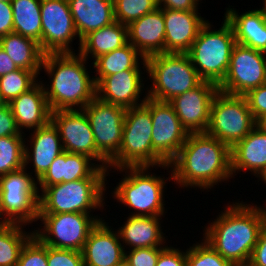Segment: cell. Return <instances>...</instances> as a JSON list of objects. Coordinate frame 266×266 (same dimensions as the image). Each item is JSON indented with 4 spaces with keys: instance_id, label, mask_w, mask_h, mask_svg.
I'll return each mask as SVG.
<instances>
[{
    "instance_id": "obj_1",
    "label": "cell",
    "mask_w": 266,
    "mask_h": 266,
    "mask_svg": "<svg viewBox=\"0 0 266 266\" xmlns=\"http://www.w3.org/2000/svg\"><path fill=\"white\" fill-rule=\"evenodd\" d=\"M169 164L172 181L183 189L208 190L233 178L230 148L207 133L188 134L178 155Z\"/></svg>"
},
{
    "instance_id": "obj_2",
    "label": "cell",
    "mask_w": 266,
    "mask_h": 266,
    "mask_svg": "<svg viewBox=\"0 0 266 266\" xmlns=\"http://www.w3.org/2000/svg\"><path fill=\"white\" fill-rule=\"evenodd\" d=\"M264 226L261 206L240 201L228 203L224 212L205 227L203 238L232 265L242 264L249 262Z\"/></svg>"
},
{
    "instance_id": "obj_3",
    "label": "cell",
    "mask_w": 266,
    "mask_h": 266,
    "mask_svg": "<svg viewBox=\"0 0 266 266\" xmlns=\"http://www.w3.org/2000/svg\"><path fill=\"white\" fill-rule=\"evenodd\" d=\"M86 61L79 53L44 55L41 69L52 78L50 86L44 85L51 112L83 109L96 97V83Z\"/></svg>"
},
{
    "instance_id": "obj_4",
    "label": "cell",
    "mask_w": 266,
    "mask_h": 266,
    "mask_svg": "<svg viewBox=\"0 0 266 266\" xmlns=\"http://www.w3.org/2000/svg\"><path fill=\"white\" fill-rule=\"evenodd\" d=\"M152 118L150 98L141 105L126 109L122 143L117 155L109 162V169L122 167H162L171 169L152 148Z\"/></svg>"
},
{
    "instance_id": "obj_5",
    "label": "cell",
    "mask_w": 266,
    "mask_h": 266,
    "mask_svg": "<svg viewBox=\"0 0 266 266\" xmlns=\"http://www.w3.org/2000/svg\"><path fill=\"white\" fill-rule=\"evenodd\" d=\"M223 20L218 30H211L213 25L208 20L187 52L200 78L216 85L224 80L236 44L232 26Z\"/></svg>"
},
{
    "instance_id": "obj_6",
    "label": "cell",
    "mask_w": 266,
    "mask_h": 266,
    "mask_svg": "<svg viewBox=\"0 0 266 266\" xmlns=\"http://www.w3.org/2000/svg\"><path fill=\"white\" fill-rule=\"evenodd\" d=\"M146 73L152 86L145 92L153 100L169 102L198 87L203 80L187 53H159L146 58Z\"/></svg>"
},
{
    "instance_id": "obj_7",
    "label": "cell",
    "mask_w": 266,
    "mask_h": 266,
    "mask_svg": "<svg viewBox=\"0 0 266 266\" xmlns=\"http://www.w3.org/2000/svg\"><path fill=\"white\" fill-rule=\"evenodd\" d=\"M151 167H122L115 169L125 172L124 178L117 184L113 198L128 208L134 209V216L162 217L165 213L164 189L167 179L173 180L172 170L168 178L150 174ZM170 178V179H169Z\"/></svg>"
},
{
    "instance_id": "obj_8",
    "label": "cell",
    "mask_w": 266,
    "mask_h": 266,
    "mask_svg": "<svg viewBox=\"0 0 266 266\" xmlns=\"http://www.w3.org/2000/svg\"><path fill=\"white\" fill-rule=\"evenodd\" d=\"M107 178H84L45 187L39 194V214L86 213L103 209Z\"/></svg>"
},
{
    "instance_id": "obj_9",
    "label": "cell",
    "mask_w": 266,
    "mask_h": 266,
    "mask_svg": "<svg viewBox=\"0 0 266 266\" xmlns=\"http://www.w3.org/2000/svg\"><path fill=\"white\" fill-rule=\"evenodd\" d=\"M35 180L31 173H27V167L0 177L2 223L29 225L38 221L40 192Z\"/></svg>"
},
{
    "instance_id": "obj_10",
    "label": "cell",
    "mask_w": 266,
    "mask_h": 266,
    "mask_svg": "<svg viewBox=\"0 0 266 266\" xmlns=\"http://www.w3.org/2000/svg\"><path fill=\"white\" fill-rule=\"evenodd\" d=\"M255 122L244 96L218 91L212 100L206 133L231 149L251 132Z\"/></svg>"
},
{
    "instance_id": "obj_11",
    "label": "cell",
    "mask_w": 266,
    "mask_h": 266,
    "mask_svg": "<svg viewBox=\"0 0 266 266\" xmlns=\"http://www.w3.org/2000/svg\"><path fill=\"white\" fill-rule=\"evenodd\" d=\"M82 110L94 135L97 165L108 170L122 143L126 109L95 97Z\"/></svg>"
},
{
    "instance_id": "obj_12",
    "label": "cell",
    "mask_w": 266,
    "mask_h": 266,
    "mask_svg": "<svg viewBox=\"0 0 266 266\" xmlns=\"http://www.w3.org/2000/svg\"><path fill=\"white\" fill-rule=\"evenodd\" d=\"M44 228L33 235L47 246L57 249L82 250L91 230L103 218L86 213L39 214Z\"/></svg>"
},
{
    "instance_id": "obj_13",
    "label": "cell",
    "mask_w": 266,
    "mask_h": 266,
    "mask_svg": "<svg viewBox=\"0 0 266 266\" xmlns=\"http://www.w3.org/2000/svg\"><path fill=\"white\" fill-rule=\"evenodd\" d=\"M266 83V53L236 43L219 91L244 96Z\"/></svg>"
},
{
    "instance_id": "obj_14",
    "label": "cell",
    "mask_w": 266,
    "mask_h": 266,
    "mask_svg": "<svg viewBox=\"0 0 266 266\" xmlns=\"http://www.w3.org/2000/svg\"><path fill=\"white\" fill-rule=\"evenodd\" d=\"M42 52L75 53L70 46L78 37L68 0H41Z\"/></svg>"
},
{
    "instance_id": "obj_15",
    "label": "cell",
    "mask_w": 266,
    "mask_h": 266,
    "mask_svg": "<svg viewBox=\"0 0 266 266\" xmlns=\"http://www.w3.org/2000/svg\"><path fill=\"white\" fill-rule=\"evenodd\" d=\"M150 113L152 148L166 163H170L178 155L189 133L181 125L169 102L150 98Z\"/></svg>"
},
{
    "instance_id": "obj_16",
    "label": "cell",
    "mask_w": 266,
    "mask_h": 266,
    "mask_svg": "<svg viewBox=\"0 0 266 266\" xmlns=\"http://www.w3.org/2000/svg\"><path fill=\"white\" fill-rule=\"evenodd\" d=\"M218 91V85L203 81L195 89L177 95L169 101L181 125L189 134L206 133L210 121V107Z\"/></svg>"
},
{
    "instance_id": "obj_17",
    "label": "cell",
    "mask_w": 266,
    "mask_h": 266,
    "mask_svg": "<svg viewBox=\"0 0 266 266\" xmlns=\"http://www.w3.org/2000/svg\"><path fill=\"white\" fill-rule=\"evenodd\" d=\"M51 122L57 128L64 151L81 154L97 161V148L91 125L82 109L51 112Z\"/></svg>"
},
{
    "instance_id": "obj_18",
    "label": "cell",
    "mask_w": 266,
    "mask_h": 266,
    "mask_svg": "<svg viewBox=\"0 0 266 266\" xmlns=\"http://www.w3.org/2000/svg\"><path fill=\"white\" fill-rule=\"evenodd\" d=\"M140 71L141 69L124 70L101 78L96 83V97L125 109L143 104L147 94L142 100L139 99L145 86L141 78L143 73Z\"/></svg>"
},
{
    "instance_id": "obj_19",
    "label": "cell",
    "mask_w": 266,
    "mask_h": 266,
    "mask_svg": "<svg viewBox=\"0 0 266 266\" xmlns=\"http://www.w3.org/2000/svg\"><path fill=\"white\" fill-rule=\"evenodd\" d=\"M101 220L91 230L81 253L84 266H120L125 260V246L118 231Z\"/></svg>"
},
{
    "instance_id": "obj_20",
    "label": "cell",
    "mask_w": 266,
    "mask_h": 266,
    "mask_svg": "<svg viewBox=\"0 0 266 266\" xmlns=\"http://www.w3.org/2000/svg\"><path fill=\"white\" fill-rule=\"evenodd\" d=\"M90 157L62 152L52 162L46 173L37 181L38 192L48 186L84 178H106L109 171L92 163ZM40 187V189H39Z\"/></svg>"
},
{
    "instance_id": "obj_21",
    "label": "cell",
    "mask_w": 266,
    "mask_h": 266,
    "mask_svg": "<svg viewBox=\"0 0 266 266\" xmlns=\"http://www.w3.org/2000/svg\"><path fill=\"white\" fill-rule=\"evenodd\" d=\"M198 10L180 11L163 8L165 53H187L201 27L208 21Z\"/></svg>"
},
{
    "instance_id": "obj_22",
    "label": "cell",
    "mask_w": 266,
    "mask_h": 266,
    "mask_svg": "<svg viewBox=\"0 0 266 266\" xmlns=\"http://www.w3.org/2000/svg\"><path fill=\"white\" fill-rule=\"evenodd\" d=\"M32 131L30 140L27 141L31 146L28 143L24 144V167L29 163L33 164L35 179L38 181L64 149L59 132L51 121Z\"/></svg>"
},
{
    "instance_id": "obj_23",
    "label": "cell",
    "mask_w": 266,
    "mask_h": 266,
    "mask_svg": "<svg viewBox=\"0 0 266 266\" xmlns=\"http://www.w3.org/2000/svg\"><path fill=\"white\" fill-rule=\"evenodd\" d=\"M8 105L21 133H24L22 132L24 129L32 131L51 121V110L42 81H38L31 89L13 99Z\"/></svg>"
},
{
    "instance_id": "obj_24",
    "label": "cell",
    "mask_w": 266,
    "mask_h": 266,
    "mask_svg": "<svg viewBox=\"0 0 266 266\" xmlns=\"http://www.w3.org/2000/svg\"><path fill=\"white\" fill-rule=\"evenodd\" d=\"M128 42L145 58L165 53L163 8L145 14L128 26Z\"/></svg>"
},
{
    "instance_id": "obj_25",
    "label": "cell",
    "mask_w": 266,
    "mask_h": 266,
    "mask_svg": "<svg viewBox=\"0 0 266 266\" xmlns=\"http://www.w3.org/2000/svg\"><path fill=\"white\" fill-rule=\"evenodd\" d=\"M75 29L81 40L89 33L114 23L113 0H68Z\"/></svg>"
},
{
    "instance_id": "obj_26",
    "label": "cell",
    "mask_w": 266,
    "mask_h": 266,
    "mask_svg": "<svg viewBox=\"0 0 266 266\" xmlns=\"http://www.w3.org/2000/svg\"><path fill=\"white\" fill-rule=\"evenodd\" d=\"M224 18L233 28L236 43L266 53V16L262 9L238 14L229 6Z\"/></svg>"
},
{
    "instance_id": "obj_27",
    "label": "cell",
    "mask_w": 266,
    "mask_h": 266,
    "mask_svg": "<svg viewBox=\"0 0 266 266\" xmlns=\"http://www.w3.org/2000/svg\"><path fill=\"white\" fill-rule=\"evenodd\" d=\"M230 154L233 178L235 173L247 170L257 177L266 167V133L254 127L230 149Z\"/></svg>"
},
{
    "instance_id": "obj_28",
    "label": "cell",
    "mask_w": 266,
    "mask_h": 266,
    "mask_svg": "<svg viewBox=\"0 0 266 266\" xmlns=\"http://www.w3.org/2000/svg\"><path fill=\"white\" fill-rule=\"evenodd\" d=\"M161 217L134 216L127 217L125 224L117 231L122 244L128 246V250L143 247H166L164 233L161 227ZM164 242V243H163Z\"/></svg>"
},
{
    "instance_id": "obj_29",
    "label": "cell",
    "mask_w": 266,
    "mask_h": 266,
    "mask_svg": "<svg viewBox=\"0 0 266 266\" xmlns=\"http://www.w3.org/2000/svg\"><path fill=\"white\" fill-rule=\"evenodd\" d=\"M128 43V27L115 21L109 26L102 27L96 31L87 34L80 44L78 53L86 60H94L101 55L121 48ZM91 56V57H89Z\"/></svg>"
},
{
    "instance_id": "obj_30",
    "label": "cell",
    "mask_w": 266,
    "mask_h": 266,
    "mask_svg": "<svg viewBox=\"0 0 266 266\" xmlns=\"http://www.w3.org/2000/svg\"><path fill=\"white\" fill-rule=\"evenodd\" d=\"M0 47L18 68L40 75L44 53L38 42L12 32L0 38Z\"/></svg>"
},
{
    "instance_id": "obj_31",
    "label": "cell",
    "mask_w": 266,
    "mask_h": 266,
    "mask_svg": "<svg viewBox=\"0 0 266 266\" xmlns=\"http://www.w3.org/2000/svg\"><path fill=\"white\" fill-rule=\"evenodd\" d=\"M139 61L143 65V70H146V58L129 42L121 48L101 55L92 62L97 75L94 76L95 83L105 76L120 73L124 70L140 69Z\"/></svg>"
},
{
    "instance_id": "obj_32",
    "label": "cell",
    "mask_w": 266,
    "mask_h": 266,
    "mask_svg": "<svg viewBox=\"0 0 266 266\" xmlns=\"http://www.w3.org/2000/svg\"><path fill=\"white\" fill-rule=\"evenodd\" d=\"M13 32L38 42L42 50L41 0H11Z\"/></svg>"
},
{
    "instance_id": "obj_33",
    "label": "cell",
    "mask_w": 266,
    "mask_h": 266,
    "mask_svg": "<svg viewBox=\"0 0 266 266\" xmlns=\"http://www.w3.org/2000/svg\"><path fill=\"white\" fill-rule=\"evenodd\" d=\"M25 226L18 223L0 225V266L17 265L22 247L33 236V231L26 232Z\"/></svg>"
},
{
    "instance_id": "obj_34",
    "label": "cell",
    "mask_w": 266,
    "mask_h": 266,
    "mask_svg": "<svg viewBox=\"0 0 266 266\" xmlns=\"http://www.w3.org/2000/svg\"><path fill=\"white\" fill-rule=\"evenodd\" d=\"M25 135L0 137V177L24 167Z\"/></svg>"
},
{
    "instance_id": "obj_35",
    "label": "cell",
    "mask_w": 266,
    "mask_h": 266,
    "mask_svg": "<svg viewBox=\"0 0 266 266\" xmlns=\"http://www.w3.org/2000/svg\"><path fill=\"white\" fill-rule=\"evenodd\" d=\"M34 71L19 68L0 77V95L8 104L22 93L27 92L38 82Z\"/></svg>"
},
{
    "instance_id": "obj_36",
    "label": "cell",
    "mask_w": 266,
    "mask_h": 266,
    "mask_svg": "<svg viewBox=\"0 0 266 266\" xmlns=\"http://www.w3.org/2000/svg\"><path fill=\"white\" fill-rule=\"evenodd\" d=\"M115 20L129 25L159 8L157 0H113Z\"/></svg>"
},
{
    "instance_id": "obj_37",
    "label": "cell",
    "mask_w": 266,
    "mask_h": 266,
    "mask_svg": "<svg viewBox=\"0 0 266 266\" xmlns=\"http://www.w3.org/2000/svg\"><path fill=\"white\" fill-rule=\"evenodd\" d=\"M187 266H233L203 238L186 249Z\"/></svg>"
},
{
    "instance_id": "obj_38",
    "label": "cell",
    "mask_w": 266,
    "mask_h": 266,
    "mask_svg": "<svg viewBox=\"0 0 266 266\" xmlns=\"http://www.w3.org/2000/svg\"><path fill=\"white\" fill-rule=\"evenodd\" d=\"M16 266H48L47 245L33 235L22 247Z\"/></svg>"
},
{
    "instance_id": "obj_39",
    "label": "cell",
    "mask_w": 266,
    "mask_h": 266,
    "mask_svg": "<svg viewBox=\"0 0 266 266\" xmlns=\"http://www.w3.org/2000/svg\"><path fill=\"white\" fill-rule=\"evenodd\" d=\"M48 266H84L82 253L72 249L47 246Z\"/></svg>"
},
{
    "instance_id": "obj_40",
    "label": "cell",
    "mask_w": 266,
    "mask_h": 266,
    "mask_svg": "<svg viewBox=\"0 0 266 266\" xmlns=\"http://www.w3.org/2000/svg\"><path fill=\"white\" fill-rule=\"evenodd\" d=\"M165 247H143L125 251V260L132 266H156L160 252Z\"/></svg>"
},
{
    "instance_id": "obj_41",
    "label": "cell",
    "mask_w": 266,
    "mask_h": 266,
    "mask_svg": "<svg viewBox=\"0 0 266 266\" xmlns=\"http://www.w3.org/2000/svg\"><path fill=\"white\" fill-rule=\"evenodd\" d=\"M244 97L255 120L266 114V83L249 91Z\"/></svg>"
},
{
    "instance_id": "obj_42",
    "label": "cell",
    "mask_w": 266,
    "mask_h": 266,
    "mask_svg": "<svg viewBox=\"0 0 266 266\" xmlns=\"http://www.w3.org/2000/svg\"><path fill=\"white\" fill-rule=\"evenodd\" d=\"M156 266H187L186 250L184 252L167 245L160 252Z\"/></svg>"
},
{
    "instance_id": "obj_43",
    "label": "cell",
    "mask_w": 266,
    "mask_h": 266,
    "mask_svg": "<svg viewBox=\"0 0 266 266\" xmlns=\"http://www.w3.org/2000/svg\"><path fill=\"white\" fill-rule=\"evenodd\" d=\"M17 127L11 108L5 104L0 108V137L11 135H23Z\"/></svg>"
},
{
    "instance_id": "obj_44",
    "label": "cell",
    "mask_w": 266,
    "mask_h": 266,
    "mask_svg": "<svg viewBox=\"0 0 266 266\" xmlns=\"http://www.w3.org/2000/svg\"><path fill=\"white\" fill-rule=\"evenodd\" d=\"M249 262L254 266H266V225L260 231Z\"/></svg>"
},
{
    "instance_id": "obj_45",
    "label": "cell",
    "mask_w": 266,
    "mask_h": 266,
    "mask_svg": "<svg viewBox=\"0 0 266 266\" xmlns=\"http://www.w3.org/2000/svg\"><path fill=\"white\" fill-rule=\"evenodd\" d=\"M13 32L11 2L0 1V38Z\"/></svg>"
},
{
    "instance_id": "obj_46",
    "label": "cell",
    "mask_w": 266,
    "mask_h": 266,
    "mask_svg": "<svg viewBox=\"0 0 266 266\" xmlns=\"http://www.w3.org/2000/svg\"><path fill=\"white\" fill-rule=\"evenodd\" d=\"M199 1L201 0H157L159 8L180 11L198 10Z\"/></svg>"
},
{
    "instance_id": "obj_47",
    "label": "cell",
    "mask_w": 266,
    "mask_h": 266,
    "mask_svg": "<svg viewBox=\"0 0 266 266\" xmlns=\"http://www.w3.org/2000/svg\"><path fill=\"white\" fill-rule=\"evenodd\" d=\"M19 69L7 53L0 47V77Z\"/></svg>"
},
{
    "instance_id": "obj_48",
    "label": "cell",
    "mask_w": 266,
    "mask_h": 266,
    "mask_svg": "<svg viewBox=\"0 0 266 266\" xmlns=\"http://www.w3.org/2000/svg\"><path fill=\"white\" fill-rule=\"evenodd\" d=\"M255 127H257L260 131L266 133V114L256 119Z\"/></svg>"
},
{
    "instance_id": "obj_49",
    "label": "cell",
    "mask_w": 266,
    "mask_h": 266,
    "mask_svg": "<svg viewBox=\"0 0 266 266\" xmlns=\"http://www.w3.org/2000/svg\"><path fill=\"white\" fill-rule=\"evenodd\" d=\"M257 178H261L262 181L266 184V167L262 170V172L257 176Z\"/></svg>"
},
{
    "instance_id": "obj_50",
    "label": "cell",
    "mask_w": 266,
    "mask_h": 266,
    "mask_svg": "<svg viewBox=\"0 0 266 266\" xmlns=\"http://www.w3.org/2000/svg\"><path fill=\"white\" fill-rule=\"evenodd\" d=\"M233 266H254V265L251 264L250 262H244L242 264H236V265H233Z\"/></svg>"
},
{
    "instance_id": "obj_51",
    "label": "cell",
    "mask_w": 266,
    "mask_h": 266,
    "mask_svg": "<svg viewBox=\"0 0 266 266\" xmlns=\"http://www.w3.org/2000/svg\"><path fill=\"white\" fill-rule=\"evenodd\" d=\"M263 2L264 7H262V10L264 12V15L266 16V0H263Z\"/></svg>"
},
{
    "instance_id": "obj_52",
    "label": "cell",
    "mask_w": 266,
    "mask_h": 266,
    "mask_svg": "<svg viewBox=\"0 0 266 266\" xmlns=\"http://www.w3.org/2000/svg\"><path fill=\"white\" fill-rule=\"evenodd\" d=\"M120 266H132V265L129 264L126 260H124Z\"/></svg>"
},
{
    "instance_id": "obj_53",
    "label": "cell",
    "mask_w": 266,
    "mask_h": 266,
    "mask_svg": "<svg viewBox=\"0 0 266 266\" xmlns=\"http://www.w3.org/2000/svg\"><path fill=\"white\" fill-rule=\"evenodd\" d=\"M6 103L3 101L1 95H0V108L4 106Z\"/></svg>"
},
{
    "instance_id": "obj_54",
    "label": "cell",
    "mask_w": 266,
    "mask_h": 266,
    "mask_svg": "<svg viewBox=\"0 0 266 266\" xmlns=\"http://www.w3.org/2000/svg\"><path fill=\"white\" fill-rule=\"evenodd\" d=\"M262 209H263V211H264V214H265V225H266V207H265V208H263V206H262Z\"/></svg>"
},
{
    "instance_id": "obj_55",
    "label": "cell",
    "mask_w": 266,
    "mask_h": 266,
    "mask_svg": "<svg viewBox=\"0 0 266 266\" xmlns=\"http://www.w3.org/2000/svg\"><path fill=\"white\" fill-rule=\"evenodd\" d=\"M0 1H3V2H11V0H0Z\"/></svg>"
}]
</instances>
